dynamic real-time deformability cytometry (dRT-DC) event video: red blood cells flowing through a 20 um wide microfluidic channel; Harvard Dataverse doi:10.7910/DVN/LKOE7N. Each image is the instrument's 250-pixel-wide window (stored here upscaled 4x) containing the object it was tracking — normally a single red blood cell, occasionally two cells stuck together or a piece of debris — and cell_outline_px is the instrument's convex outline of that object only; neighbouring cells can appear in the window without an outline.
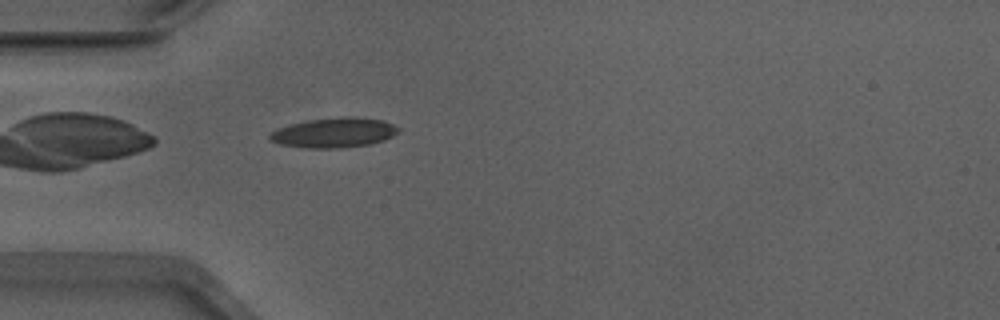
{"species": "Egyptian fruit bat (a non-hibernating species)", "species_latin": "Rousettus aegyptiacus", "temperature_condition": "warm", "stored_images_in_passage": 38, "camera_frame_rate_fps": 3000, "um_per_image_px": 0.085, "animal": {"sex": "male"}, "frame": {"image": 1, "passage_image": 1, "time_ms": 0.0, "image_size_px": [1000, 320], "cell_outline_px": [[400, 132], [384, 140], [372, 144], [340, 148], [308, 148], [280, 144], [272, 140], [268, 136], [272, 132], [288, 124], [308, 120], [344, 116], [384, 120], [400, 128]], "centroid_in_image_um": [28.44, 11.28], "position_along_channel_um": 56.6, "area_um2": 22.31}}
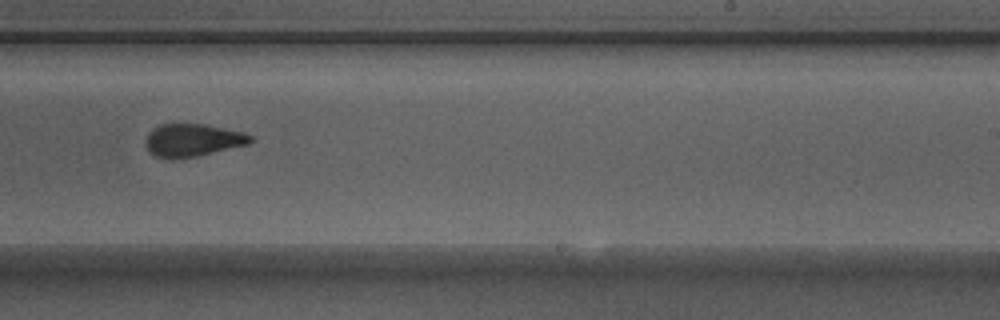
{"frame": {"image": 2, "passage_image": 18, "time_ms": 5.667, "image_size_px": [1000, 320], "cell_outline_px": [[256, 140], [248, 144], [200, 156], [172, 160], [156, 156], [148, 152], [144, 144], [152, 128], [160, 124], [204, 124], [244, 132], [252, 136]], "centroid_in_image_um": [16.38, 11.93], "position_along_channel_um": 272.6, "area_um2": 20.35}}
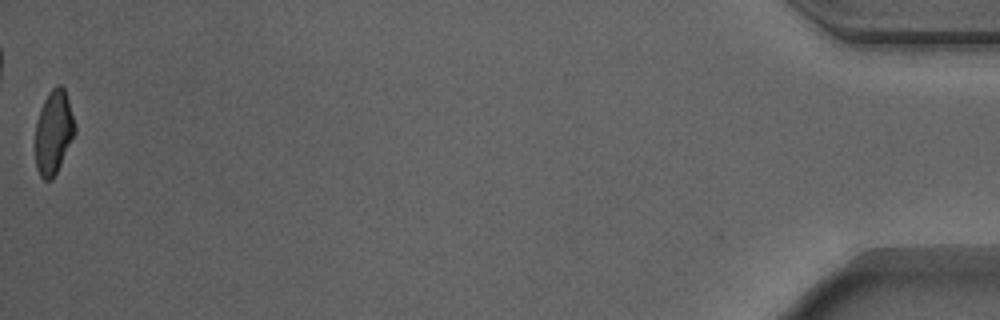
{"frame": {"image": 3, "passage_image": 38, "time_ms": 12.333, "image_size_px": [1000, 320], "cell_outline_px": [[76, 132], [52, 180], [44, 180], [40, 176], [36, 168], [36, 124], [44, 100], [48, 92], [56, 84], [60, 84], [64, 88], [68, 100], [76, 128]], "centroid_in_image_um": [4.56, 11.23], "position_along_channel_um": 430.6, "area_um2": 19.02}, "authors_computed_cell_mechanics": {"area_um2": 20.4612, "velocity_mm_per_s": 3.9037, "shape_relaxation_time_tau1_ms": 4.8379, "shape_relaxation_time_tau2_ms": 1.7136, "deformation_change_tau1": 0.1662, "deformation_change_tau2": 0.0931}}